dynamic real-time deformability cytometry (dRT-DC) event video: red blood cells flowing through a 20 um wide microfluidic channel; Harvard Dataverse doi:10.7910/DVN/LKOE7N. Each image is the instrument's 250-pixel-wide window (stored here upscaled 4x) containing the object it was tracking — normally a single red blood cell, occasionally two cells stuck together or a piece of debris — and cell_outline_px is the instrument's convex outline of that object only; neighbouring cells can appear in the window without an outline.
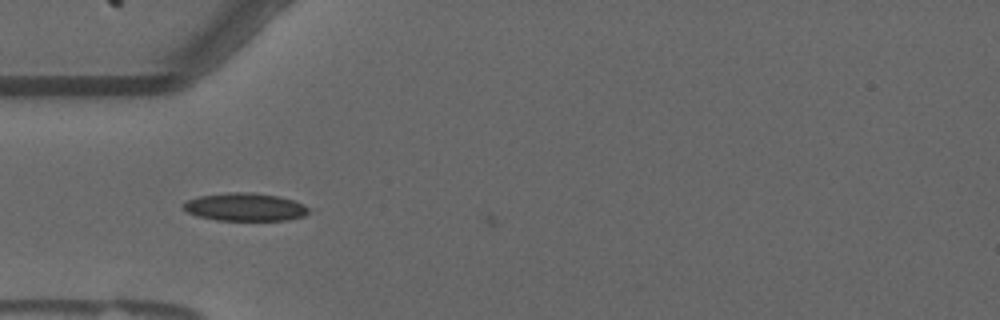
{"species": "common noctule bat (a hibernating species)", "species_latin": "Nyctalus noctula", "temperature_condition": "warm", "stored_images_in_passage": 7, "camera_frame_rate_fps": 3000, "um_per_image_px": 0.085, "animal": {"sex": "male", "forearm_length_mm": 52.5}, "frame": {"image": 1, "passage_image": 6, "time_ms": 1.667, "image_size_px": [1000, 320], "cell_outline_px": [[308, 212], [304, 216], [288, 220], [216, 220], [196, 216], [180, 208], [180, 204], [188, 200], [200, 196], [228, 192], [252, 192], [280, 196], [296, 200], [304, 204], [308, 208]], "centroid_in_image_um": [20.81, 17.59], "position_along_channel_um": 64.2, "area_um2": 20.69}}